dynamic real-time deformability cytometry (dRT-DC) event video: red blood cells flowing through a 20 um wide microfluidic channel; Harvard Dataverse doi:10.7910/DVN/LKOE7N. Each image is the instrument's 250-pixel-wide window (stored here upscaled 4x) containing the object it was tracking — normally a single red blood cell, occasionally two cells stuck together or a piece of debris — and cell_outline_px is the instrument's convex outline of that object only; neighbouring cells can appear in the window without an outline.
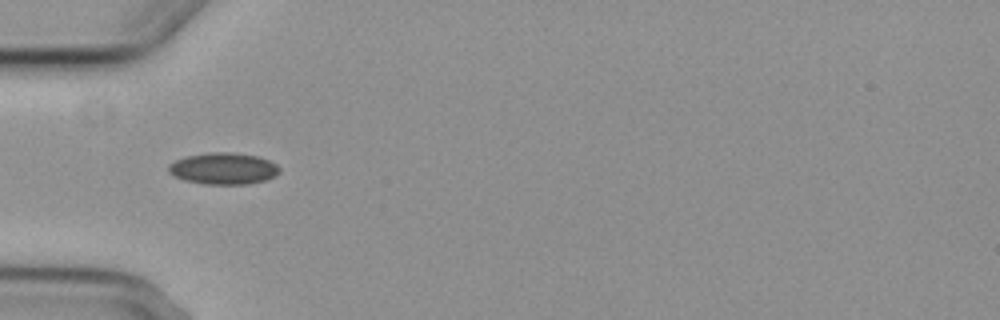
{"species": "common noctule bat (a hibernating species)", "species_latin": "Nyctalus noctula", "temperature_condition": "cold", "stored_images_in_passage": 8, "camera_frame_rate_fps": 3000, "um_per_image_px": 0.085, "animal": {"sex": "female", "body_mass_g": 29.2, "forearm_length_mm": 56.3}, "frame": {"image": 1, "passage_image": 3, "time_ms": 3.667, "image_size_px": [1000, 320], "cell_outline_px": [[280, 172], [276, 176], [264, 180], [248, 184], [204, 184], [184, 180], [172, 176], [168, 172], [168, 164], [184, 156], [208, 152], [232, 152], [256, 156], [268, 160], [276, 164], [280, 168]], "centroid_in_image_um": [18.96, 14.32], "position_along_channel_um": 66.0, "area_um2": 20.63}}
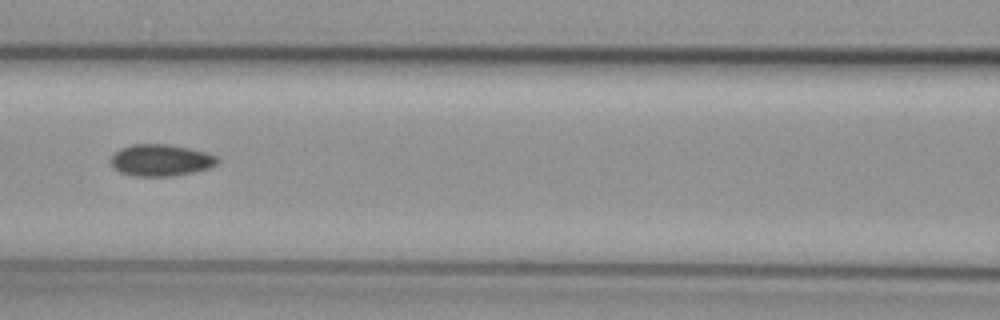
{"frame": {"image": 2, "passage_image": 5, "time_ms": 6.0, "image_size_px": [1000, 320], "cell_outline_px": [[220, 160], [216, 164], [208, 168], [192, 172], [172, 176], [132, 176], [120, 172], [112, 168], [112, 156], [120, 148], [132, 144], [168, 144], [208, 152], [216, 156]], "centroid_in_image_um": [13.67, 13.61], "position_along_channel_um": 152.9, "area_um2": 19.71}}
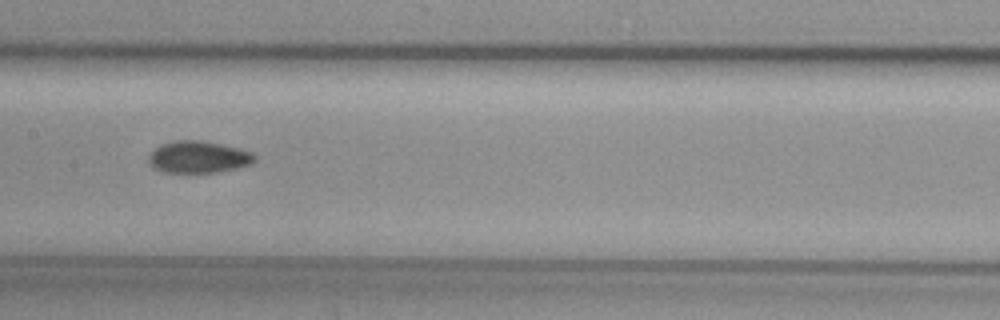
{"frame": {"image": 3, "passage_image": 6, "time_ms": 7.0, "image_size_px": [1000, 320], "cell_outline_px": [[256, 160], [252, 164], [236, 168], [216, 172], [164, 172], [152, 168], [148, 160], [148, 156], [160, 144], [176, 140], [200, 140], [240, 148], [252, 152], [256, 156]], "centroid_in_image_um": [16.87, 13.34], "position_along_channel_um": 190.5, "area_um2": 19.77}}